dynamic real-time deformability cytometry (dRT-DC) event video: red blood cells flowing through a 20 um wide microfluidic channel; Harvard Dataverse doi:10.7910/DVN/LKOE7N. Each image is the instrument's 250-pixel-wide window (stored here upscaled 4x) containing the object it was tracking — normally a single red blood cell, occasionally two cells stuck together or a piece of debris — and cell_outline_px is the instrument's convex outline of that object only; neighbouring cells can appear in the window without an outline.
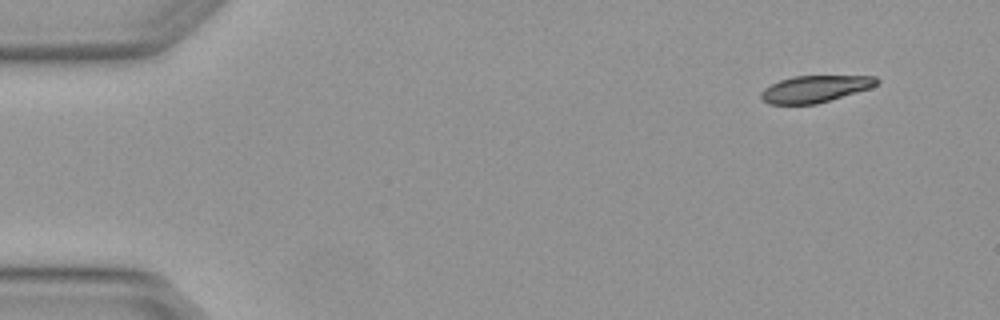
{"species": "Egyptian fruit bat (a non-hibernating species)", "species_latin": "Rousettus aegyptiacus", "temperature_condition": "warm", "stored_images_in_passage": 3, "camera_frame_rate_fps": 3000, "um_per_image_px": 0.085, "animal": {"sex": "female"}, "frame": {"image": 1, "passage_image": 1, "time_ms": 0.0, "image_size_px": [1000, 320], "cell_outline_px": [[880, 80], [872, 88], [816, 104], [768, 104], [760, 100], [760, 92], [764, 88], [780, 80], [792, 76], [876, 76]], "centroid_in_image_um": [69.26, 7.56], "position_along_channel_um": 15.7, "area_um2": 18.21}}
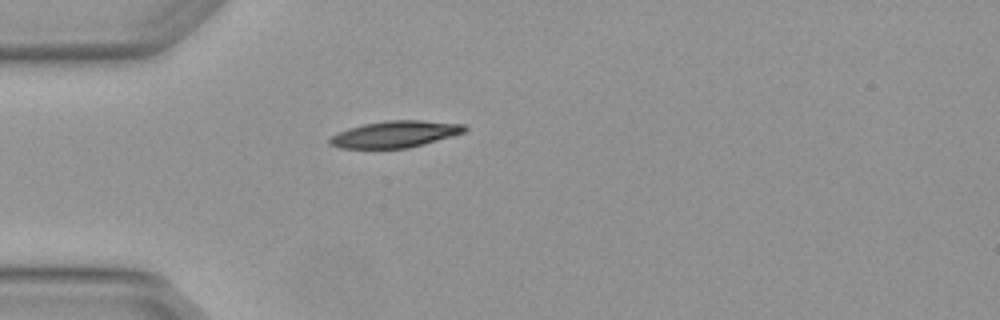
{"frame": {"image": 2, "passage_image": 3, "time_ms": 0.667, "image_size_px": [1000, 320], "cell_outline_px": [[468, 128], [464, 132], [452, 136], [408, 148], [340, 148], [328, 144], [328, 140], [332, 136], [348, 128], [364, 124], [384, 120], [420, 120], [464, 124]], "centroid_in_image_um": [33.58, 11.4], "position_along_channel_um": 51.4, "area_um2": 20.81}}